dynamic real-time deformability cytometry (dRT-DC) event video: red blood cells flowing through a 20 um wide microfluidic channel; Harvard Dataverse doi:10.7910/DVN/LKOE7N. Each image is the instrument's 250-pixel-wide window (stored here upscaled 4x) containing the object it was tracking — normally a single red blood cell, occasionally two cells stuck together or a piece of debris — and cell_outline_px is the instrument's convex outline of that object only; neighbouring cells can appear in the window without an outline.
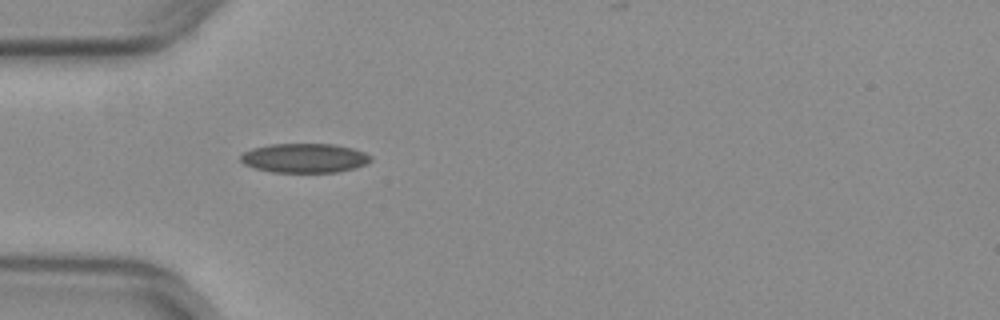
{"species": "common noctule bat (a hibernating species)", "species_latin": "Nyctalus noctula", "temperature_condition": "warm", "stored_images_in_passage": 32, "camera_frame_rate_fps": 3000, "um_per_image_px": 0.085, "animal": {"sex": "female", "body_mass_g": 29.2, "forearm_length_mm": 56.3}, "frame": {"image": 1, "passage_image": 3, "time_ms": 0.667, "image_size_px": [1000, 320], "cell_outline_px": [[372, 160], [356, 168], [336, 172], [272, 172], [256, 168], [244, 164], [240, 160], [240, 156], [244, 152], [252, 148], [272, 144], [332, 144], [352, 148], [364, 152], [372, 156]], "centroid_in_image_um": [25.89, 13.43], "position_along_channel_um": 59.1, "area_um2": 22.14}}
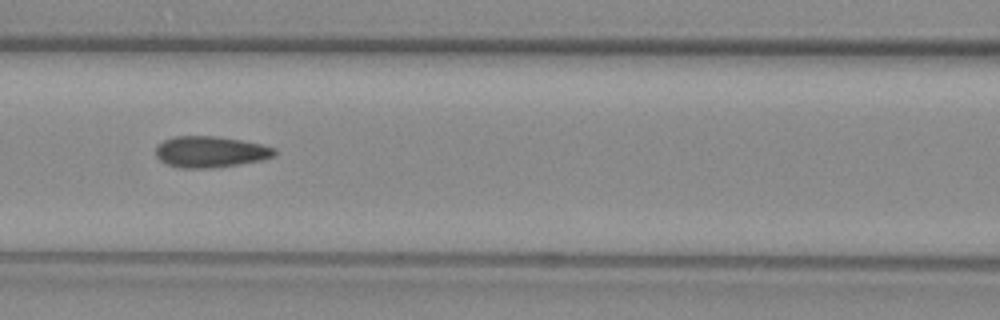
{"frame": {"image": 2, "passage_image": 10, "time_ms": 3.0, "image_size_px": [1000, 320], "cell_outline_px": [[276, 156], [260, 160], [240, 164], [212, 168], [180, 168], [168, 164], [160, 160], [156, 156], [156, 148], [164, 140], [172, 136], [216, 136], [240, 140], [260, 144], [276, 148]], "centroid_in_image_um": [17.89, 12.9], "position_along_channel_um": 148.7, "area_um2": 21.56}}
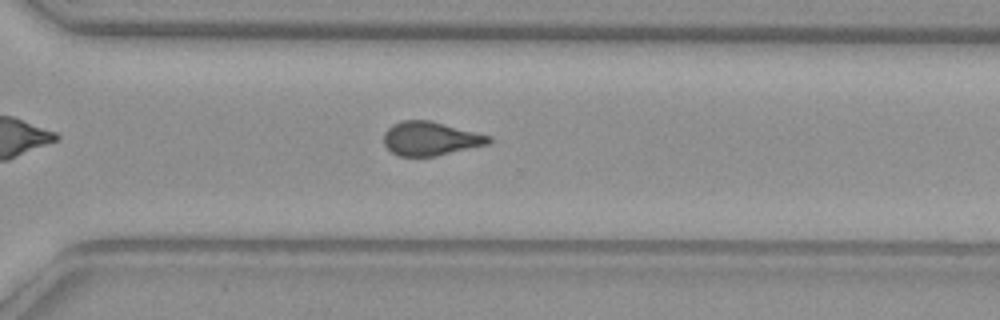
{"frame": {"image": 3, "passage_image": 24, "time_ms": 7.667, "image_size_px": [1000, 320], "cell_outline_px": [[492, 140], [488, 144], [436, 156], [400, 156], [392, 152], [384, 144], [384, 132], [392, 124], [404, 120], [432, 120], [492, 136]], "centroid_in_image_um": [36.6, 11.77], "position_along_channel_um": 334.0, "area_um2": 20.75}, "authors_computed_cell_mechanics": {"area_um2": 21.3282, "velocity_mm_per_s": 3.9812, "shape_relaxation_time_tau1_ms": null, "shape_relaxation_time_tau2_ms": 1.3561, "deformation_change_tau1": null, "deformation_change_tau2": 0.0893}}